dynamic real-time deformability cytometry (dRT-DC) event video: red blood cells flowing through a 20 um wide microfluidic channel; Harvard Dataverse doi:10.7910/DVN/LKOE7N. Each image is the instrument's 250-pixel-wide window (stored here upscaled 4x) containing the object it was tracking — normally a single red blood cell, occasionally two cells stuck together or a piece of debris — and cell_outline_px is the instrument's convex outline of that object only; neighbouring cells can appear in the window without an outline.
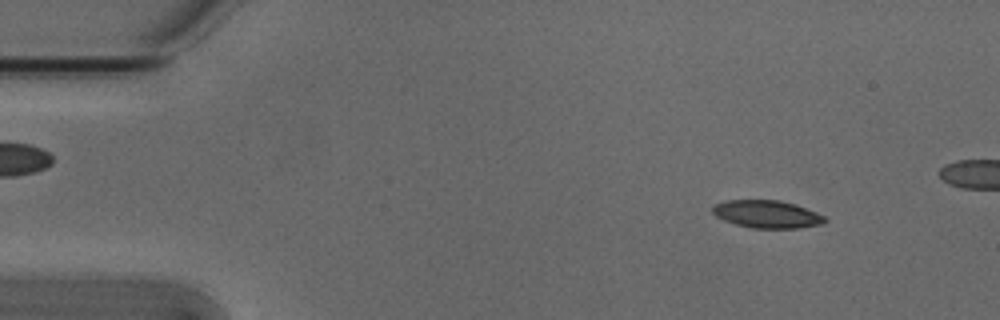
{"species": "Egyptian fruit bat (a non-hibernating species)", "species_latin": "Rousettus aegyptiacus", "temperature_condition": "cold", "stored_images_in_passage": 5, "camera_frame_rate_fps": 3000, "um_per_image_px": 0.085, "animal": {"sex": "male"}, "frame": {"image": 1, "passage_image": 1, "time_ms": 0.0, "image_size_px": [1000, 320], "cell_outline_px": [[828, 220], [824, 224], [796, 228], [752, 228], [736, 224], [724, 220], [716, 216], [712, 212], [712, 204], [724, 200], [780, 200], [796, 204], [816, 212], [824, 216]], "centroid_in_image_um": [65.18, 18.19], "position_along_channel_um": 19.8, "area_um2": 18.26}}
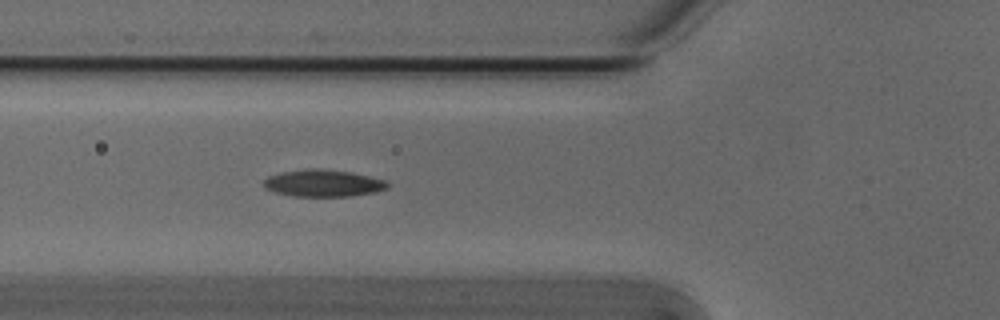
{"frame": {"image": 2, "passage_image": 4, "time_ms": 1.0, "image_size_px": [1000, 320], "cell_outline_px": [[388, 188], [376, 192], [352, 196], [292, 196], [272, 192], [264, 188], [264, 180], [268, 176], [284, 172], [304, 168], [324, 168], [352, 172], [388, 180]], "centroid_in_image_um": [27.49, 15.56], "position_along_channel_um": 98.3, "area_um2": 19.83}}